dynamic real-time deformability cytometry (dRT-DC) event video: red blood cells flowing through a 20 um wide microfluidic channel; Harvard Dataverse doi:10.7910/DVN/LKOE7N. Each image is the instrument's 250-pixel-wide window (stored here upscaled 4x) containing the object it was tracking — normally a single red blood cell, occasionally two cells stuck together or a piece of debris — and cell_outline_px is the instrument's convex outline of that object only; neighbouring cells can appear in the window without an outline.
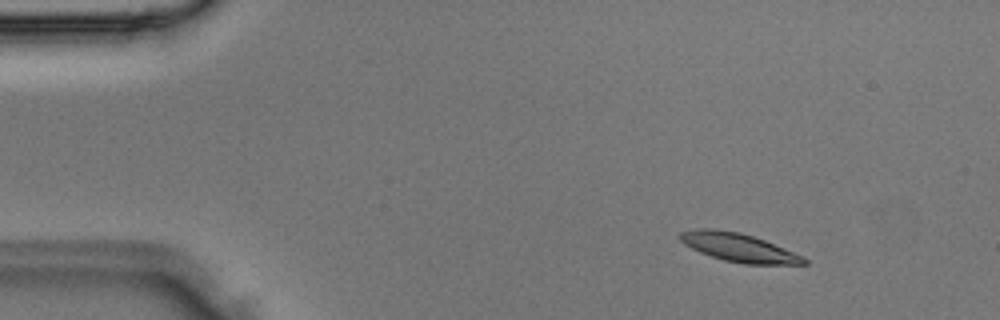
{"species": "Egyptian fruit bat (a non-hibernating species)", "species_latin": "Rousettus aegyptiacus", "temperature_condition": "room temperature", "stored_images_in_passage": 4, "camera_frame_rate_fps": 3000, "um_per_image_px": 0.085, "animal": {"sex": "male"}, "frame": {"image": 1, "passage_image": 2, "time_ms": 0.333, "image_size_px": [1000, 320], "cell_outline_px": [[808, 264], [744, 264], [724, 260], [700, 252], [684, 244], [676, 236], [680, 232], [696, 228], [712, 228], [740, 232], [764, 240], [804, 256], [808, 260]], "centroid_in_image_um": [62.77, 21.02], "position_along_channel_um": 22.2, "area_um2": 20.58}}